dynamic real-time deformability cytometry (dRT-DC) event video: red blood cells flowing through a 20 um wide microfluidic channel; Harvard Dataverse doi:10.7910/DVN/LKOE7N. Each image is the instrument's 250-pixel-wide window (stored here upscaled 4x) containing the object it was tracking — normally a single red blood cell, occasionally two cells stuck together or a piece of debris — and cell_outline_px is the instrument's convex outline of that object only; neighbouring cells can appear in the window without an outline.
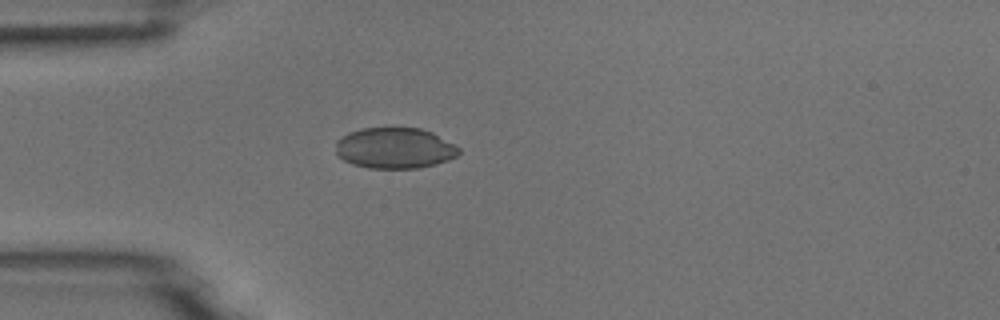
{"species": "common noctule bat (a hibernating species)", "species_latin": "Nyctalus noctula", "temperature_condition": "room temperature", "stored_images_in_passage": 1, "camera_frame_rate_fps": 3000, "um_per_image_px": 0.085, "animal": {"sex": "male", "body_mass_g": 18.8}, "frame": {"image": 1, "passage_image": 1, "time_ms": 0.0, "image_size_px": [1000, 320], "cell_outline_px": [[460, 152], [456, 156], [448, 160], [436, 164], [420, 168], [368, 168], [352, 164], [336, 156], [336, 140], [340, 136], [348, 132], [360, 128], [420, 128], [432, 132], [456, 144], [460, 148]], "centroid_in_image_um": [33.54, 12.58], "position_along_channel_um": 51.5, "area_um2": 29.71}}